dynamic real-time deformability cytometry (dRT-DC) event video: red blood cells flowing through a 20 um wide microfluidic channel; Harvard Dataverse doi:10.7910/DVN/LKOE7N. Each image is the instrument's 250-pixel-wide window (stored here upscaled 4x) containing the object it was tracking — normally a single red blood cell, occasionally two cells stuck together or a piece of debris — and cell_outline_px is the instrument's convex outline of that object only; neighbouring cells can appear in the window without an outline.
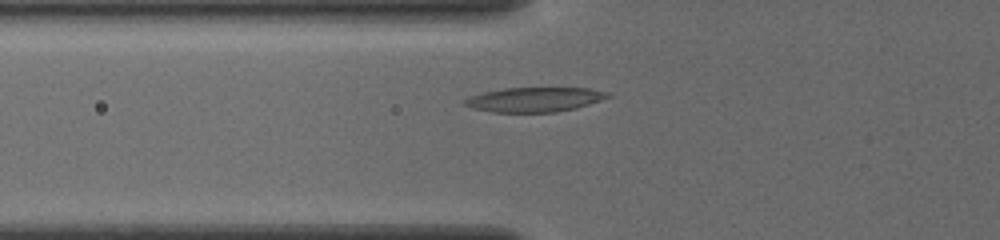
{"species": "common noctule bat (a hibernating species)", "species_latin": "Nyctalus noctula", "temperature_condition": "cold", "stored_images_in_passage": 36, "camera_frame_rate_fps": 3000, "um_per_image_px": 0.085, "animal": {"sex": "female", "body_mass_g": 19.5, "forearm_length_mm": 54.1}, "frame": {"image": 1, "passage_image": 3, "time_ms": 0.667, "image_size_px": [1000, 240], "cell_outline_px": [[612, 96], [576, 108], [556, 112], [492, 112], [476, 108], [464, 104], [464, 100], [472, 96], [484, 92], [504, 88], [588, 88], [612, 92]], "centroid_in_image_um": [45.51, 8.45], "position_along_channel_um": 80.3, "area_um2": 20.29}}
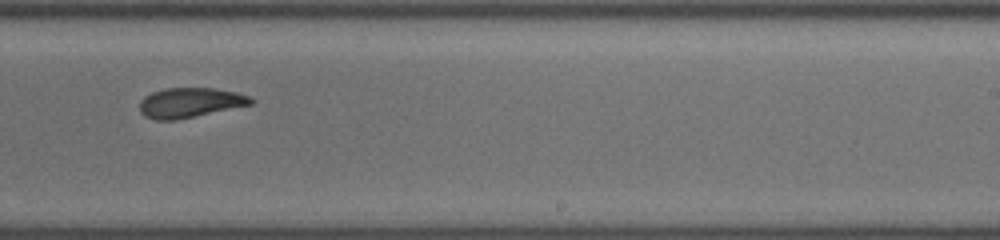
{"frame": {"image": 2, "passage_image": 18, "time_ms": 5.667, "image_size_px": [1000, 240], "cell_outline_px": [[256, 100], [252, 104], [176, 120], [156, 120], [144, 116], [140, 112], [140, 100], [144, 96], [152, 92], [164, 88], [216, 88], [236, 92], [252, 96]], "centroid_in_image_um": [16.16, 8.71], "position_along_channel_um": 272.8, "area_um2": 19.48}}
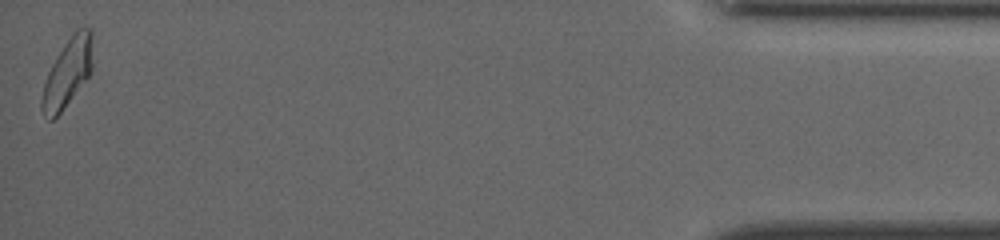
{"frame": {"image": 3, "passage_image": 36, "time_ms": 11.667, "image_size_px": [1000, 240], "cell_outline_px": [[92, 72], [60, 112], [52, 120], [48, 120], [40, 108], [40, 100], [44, 84], [48, 72], [52, 64], [72, 32], [76, 28], [92, 28]], "centroid_in_image_um": [5.74, 6.16], "position_along_channel_um": 429.5, "area_um2": 20.11}, "authors_computed_cell_mechanics": {"area_um2": 19.7098, "velocity_mm_per_s": 3.8609, "shape_relaxation_time_tau1_ms": 4.0669, "shape_relaxation_time_tau2_ms": 2.8916, "deformation_change_tau1": 0.116, "deformation_change_tau2": 0.0993}}